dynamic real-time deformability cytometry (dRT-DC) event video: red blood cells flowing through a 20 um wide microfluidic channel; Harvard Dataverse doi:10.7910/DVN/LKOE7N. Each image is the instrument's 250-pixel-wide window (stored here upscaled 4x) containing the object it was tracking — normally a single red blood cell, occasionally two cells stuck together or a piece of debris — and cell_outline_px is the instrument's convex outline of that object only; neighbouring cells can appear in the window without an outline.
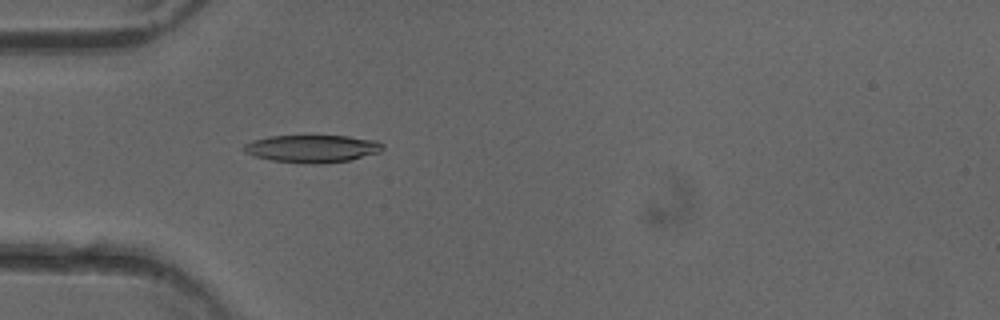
{"species": "common noctule bat (a hibernating species)", "species_latin": "Nyctalus noctula", "temperature_condition": "cold", "stored_images_in_passage": 44, "camera_frame_rate_fps": 3000, "um_per_image_px": 0.085, "animal": {"sex": "female"}, "frame": {"image": 1, "passage_image": 9, "time_ms": 2.667, "image_size_px": [1000, 320], "cell_outline_px": [[384, 148], [380, 152], [352, 160], [320, 164], [304, 164], [272, 160], [256, 156], [244, 152], [240, 148], [244, 144], [252, 140], [268, 136], [348, 136], [376, 140], [384, 144]], "centroid_in_image_um": [26.54, 12.64], "position_along_channel_um": 58.5, "area_um2": 22.6}}
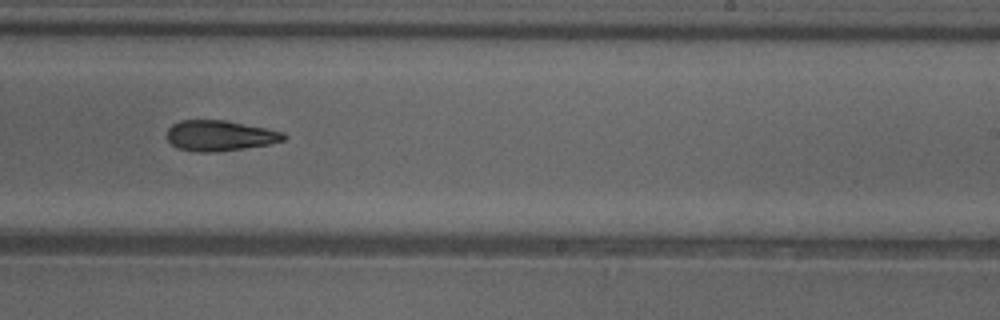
{"frame": {"image": 2, "passage_image": 25, "time_ms": 8.0, "image_size_px": [1000, 320], "cell_outline_px": [[288, 136], [284, 140], [268, 144], [244, 148], [212, 152], [192, 152], [176, 148], [164, 136], [168, 128], [172, 124], [180, 120], [224, 120], [268, 128], [284, 132]], "centroid_in_image_um": [18.65, 11.53], "position_along_channel_um": 270.4, "area_um2": 21.04}}
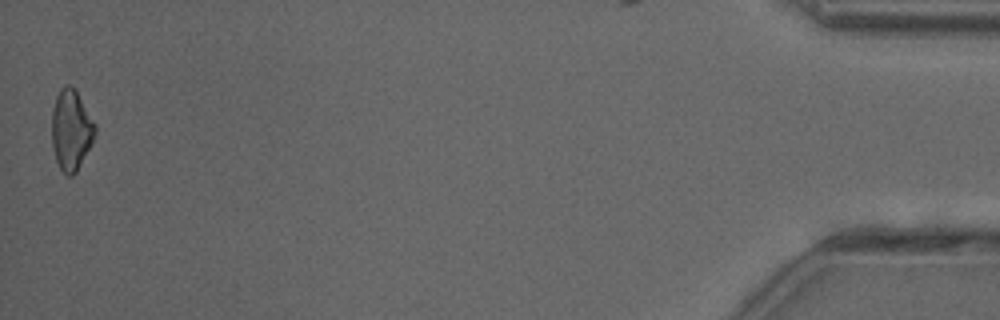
{"frame": {"image": 3, "passage_image": 44, "time_ms": 14.333, "image_size_px": [1000, 320], "cell_outline_px": [[96, 132], [92, 144], [76, 172], [72, 176], [68, 176], [60, 168], [56, 160], [52, 144], [52, 112], [56, 96], [60, 88], [64, 84], [68, 84], [76, 92], [96, 124]], "centroid_in_image_um": [6.05, 11.06], "position_along_channel_um": 429.2, "area_um2": 20.17}, "authors_computed_cell_mechanics": {"area_um2": 21.0392, "velocity_mm_per_s": 4.0378, "shape_relaxation_time_tau1_ms": 4.0372, "shape_relaxation_time_tau2_ms": 10.2431, "deformation_change_tau1": 0.133, "deformation_change_tau2": 0.2516}}